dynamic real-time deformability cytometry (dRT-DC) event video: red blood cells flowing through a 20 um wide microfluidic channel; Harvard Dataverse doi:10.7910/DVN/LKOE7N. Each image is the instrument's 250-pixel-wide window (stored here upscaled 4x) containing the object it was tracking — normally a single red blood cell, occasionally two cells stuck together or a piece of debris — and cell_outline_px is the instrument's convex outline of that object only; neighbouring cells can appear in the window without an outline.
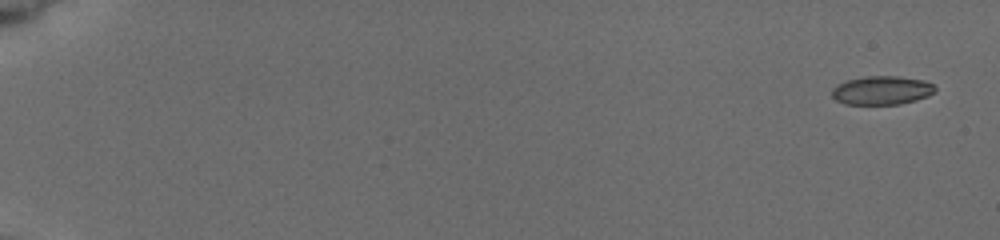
{"species": "common noctule bat (a hibernating species)", "species_latin": "Nyctalus noctula", "temperature_condition": "cold", "stored_images_in_passage": 11, "segment_of_instrument_passage": [1, 2], "camera_frame_rate_fps": 3000, "um_per_image_px": 0.085, "animal": {"sex": "female", "body_mass_g": 19.5, "forearm_length_mm": 54.1}, "frame": {"image": 1, "passage_image": 1, "time_ms": 0.0, "image_size_px": [1000, 240], "cell_outline_px": [[936, 92], [928, 96], [916, 100], [900, 104], [844, 104], [836, 100], [832, 96], [832, 88], [848, 80], [864, 76], [900, 76], [924, 80], [932, 84], [936, 88]], "centroid_in_image_um": [74.98, 7.68], "position_along_channel_um": 10.0, "area_um2": 17.28}}
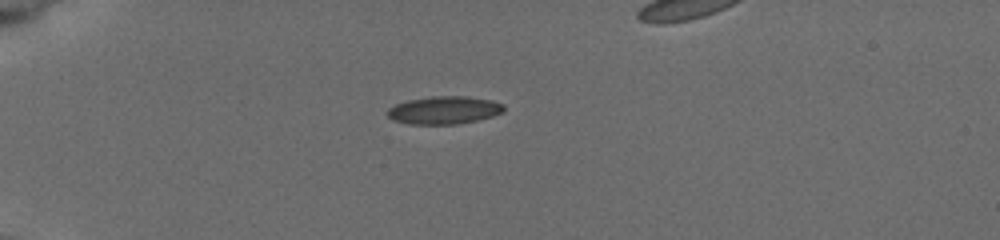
{"frame": {"image": 2, "passage_image": 7, "time_ms": 5.0, "image_size_px": [1000, 240], "cell_outline_px": [[504, 112], [480, 120], [456, 124], [408, 124], [392, 120], [384, 112], [388, 108], [396, 104], [408, 100], [432, 96], [464, 96], [492, 100], [504, 104]], "centroid_in_image_um": [37.74, 9.37], "position_along_channel_um": 47.3, "area_um2": 19.07}}
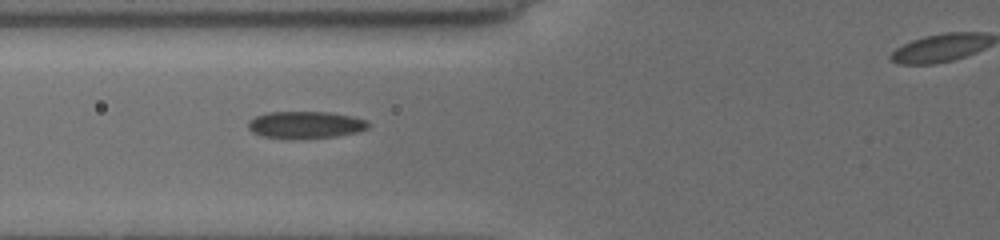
{"frame": {"image": 3, "passage_image": 10, "time_ms": 7.333, "image_size_px": [1000, 240], "cell_outline_px": [[368, 128], [356, 132], [336, 136], [304, 140], [288, 140], [260, 136], [252, 132], [248, 128], [248, 120], [256, 116], [268, 112], [332, 112], [352, 116], [368, 120]], "centroid_in_image_um": [25.93, 10.63], "position_along_channel_um": 99.9, "area_um2": 19.54}}